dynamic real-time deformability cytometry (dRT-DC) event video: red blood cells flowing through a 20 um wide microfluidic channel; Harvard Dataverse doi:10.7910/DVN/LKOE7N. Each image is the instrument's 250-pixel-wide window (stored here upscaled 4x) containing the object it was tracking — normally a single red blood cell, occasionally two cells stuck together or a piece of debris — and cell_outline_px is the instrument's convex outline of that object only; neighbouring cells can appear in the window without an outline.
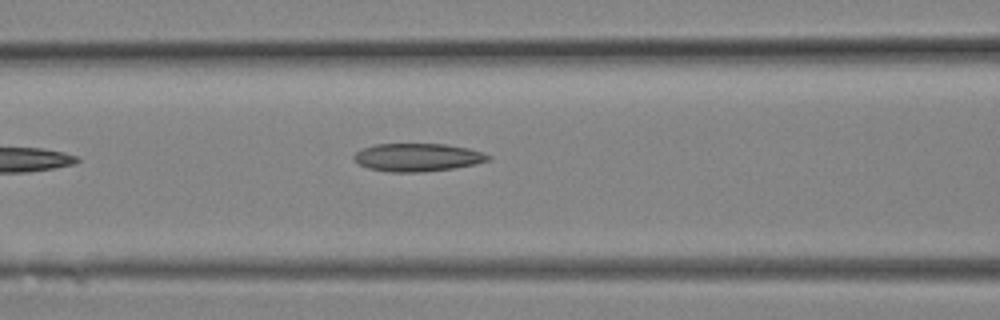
{"species": "Egyptian fruit bat (a non-hibernating species)", "species_latin": "Rousettus aegyptiacus", "temperature_condition": "room temperature", "stored_images_in_passage": 9, "camera_frame_rate_fps": 3000, "um_per_image_px": 0.085, "animal": {"sex": "female"}, "frame": {"image": 1, "passage_image": 9, "time_ms": 2.667, "image_size_px": [1000, 320], "cell_outline_px": [[492, 160], [476, 164], [452, 168], [424, 172], [388, 172], [368, 168], [352, 160], [352, 156], [360, 148], [376, 144], [448, 144], [468, 148], [492, 156]], "centroid_in_image_um": [35.47, 13.37], "position_along_channel_um": 131.1, "area_um2": 22.14}}